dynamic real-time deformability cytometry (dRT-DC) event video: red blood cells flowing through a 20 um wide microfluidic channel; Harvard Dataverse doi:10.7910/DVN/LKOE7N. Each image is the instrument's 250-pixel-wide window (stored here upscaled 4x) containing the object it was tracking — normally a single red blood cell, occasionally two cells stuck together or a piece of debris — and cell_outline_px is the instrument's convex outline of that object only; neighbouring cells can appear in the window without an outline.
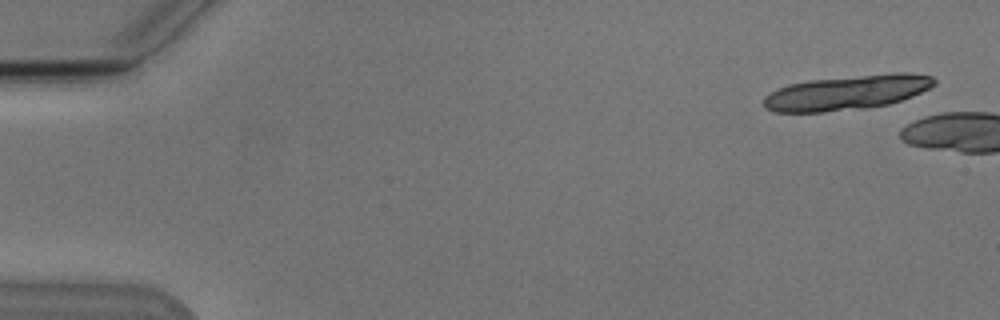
{"species": "Egyptian fruit bat (a non-hibernating species)", "species_latin": "Rousettus aegyptiacus", "temperature_condition": "cold", "stored_images_in_passage": 2, "camera_frame_rate_fps": 3000, "um_per_image_px": 0.085, "animal": {"sex": "male"}, "frame": {"image": 1, "passage_image": 1, "time_ms": 0.0, "image_size_px": [1000, 320], "cell_outline_px": [[936, 84], [912, 96], [888, 104], [864, 108], [824, 112], [776, 112], [764, 108], [764, 96], [788, 84], [808, 80], [896, 72], [908, 72], [932, 76], [936, 80]], "centroid_in_image_um": [71.99, 7.86], "position_along_channel_um": 13.0, "area_um2": 34.39}}